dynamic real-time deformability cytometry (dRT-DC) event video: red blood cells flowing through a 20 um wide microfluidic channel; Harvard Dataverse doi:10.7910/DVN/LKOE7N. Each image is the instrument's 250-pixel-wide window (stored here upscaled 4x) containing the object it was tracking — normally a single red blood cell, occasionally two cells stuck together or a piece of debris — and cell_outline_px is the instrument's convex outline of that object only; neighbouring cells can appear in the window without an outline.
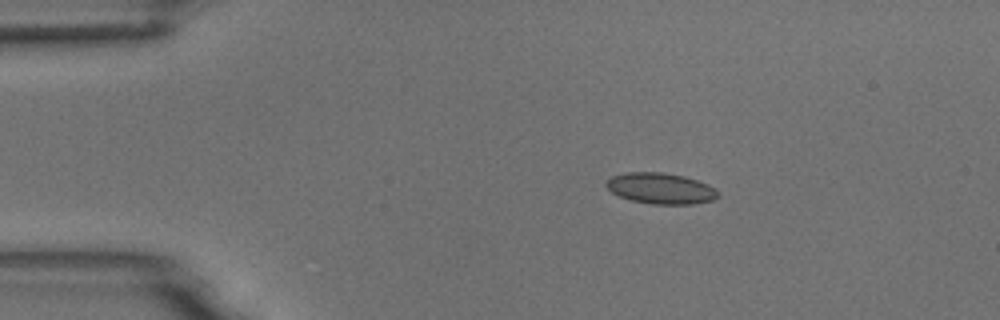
{"species": "common noctule bat (a hibernating species)", "species_latin": "Nyctalus noctula", "temperature_condition": "room temperature", "stored_images_in_passage": 3, "camera_frame_rate_fps": 3000, "um_per_image_px": 0.085, "animal": {"sex": "male", "body_mass_g": 18.8}, "frame": {"image": 1, "passage_image": 1, "time_ms": 0.0, "image_size_px": [1000, 320], "cell_outline_px": [[720, 196], [712, 200], [692, 204], [652, 204], [632, 200], [620, 196], [612, 192], [604, 184], [612, 176], [624, 172], [664, 172], [684, 176], [708, 184], [716, 188], [720, 192]], "centroid_in_image_um": [56.19, 16.01], "position_along_channel_um": 28.8, "area_um2": 20.23}}